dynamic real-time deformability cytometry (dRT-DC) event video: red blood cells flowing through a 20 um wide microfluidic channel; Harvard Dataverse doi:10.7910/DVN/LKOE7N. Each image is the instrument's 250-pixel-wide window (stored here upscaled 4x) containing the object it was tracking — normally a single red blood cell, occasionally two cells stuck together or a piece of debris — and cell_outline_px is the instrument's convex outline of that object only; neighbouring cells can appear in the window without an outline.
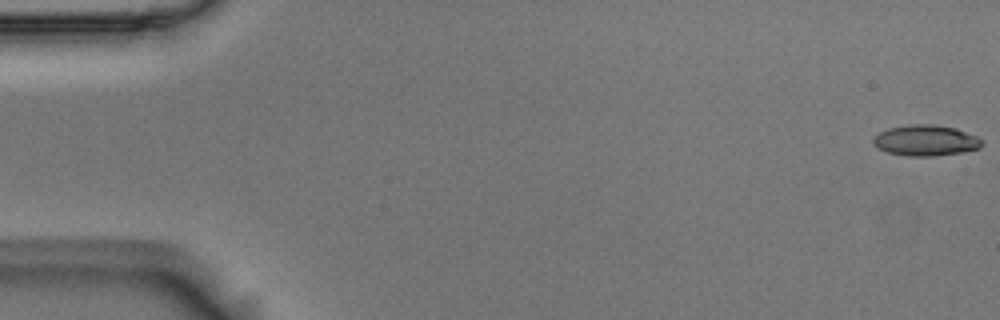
{"species": "Egyptian fruit bat (a non-hibernating species)", "species_latin": "Rousettus aegyptiacus", "temperature_condition": "room temperature", "stored_images_in_passage": 56, "camera_frame_rate_fps": 3000, "um_per_image_px": 0.085, "animal": {"sex": "male"}, "frame": {"image": 1, "passage_image": 1, "time_ms": 0.0, "image_size_px": [1000, 320], "cell_outline_px": [[984, 140], [980, 148], [964, 152], [932, 156], [908, 156], [888, 152], [872, 144], [872, 140], [880, 132], [888, 128], [908, 124], [932, 124], [956, 128], [976, 136]], "centroid_in_image_um": [78.71, 11.93], "position_along_channel_um": 6.3, "area_um2": 19.54}}
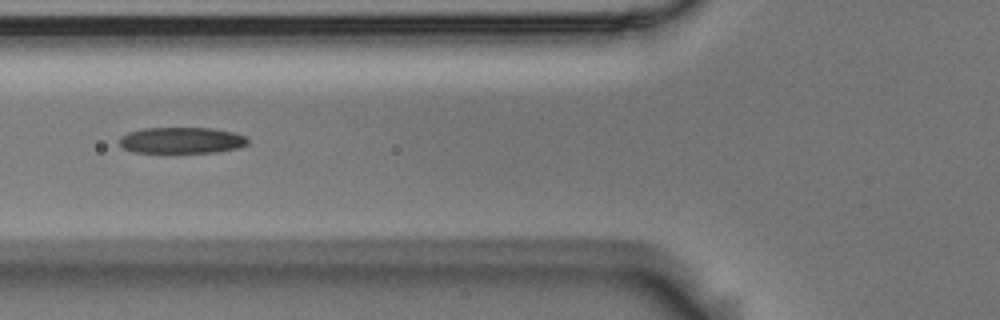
{"frame": {"image": 2, "passage_image": 21, "time_ms": 6.667, "image_size_px": [1000, 320], "cell_outline_px": [[248, 144], [240, 148], [216, 152], [132, 152], [124, 148], [120, 144], [120, 136], [128, 132], [140, 128], [212, 128], [236, 132], [244, 136], [248, 140]], "centroid_in_image_um": [15.45, 11.92], "position_along_channel_um": 110.3, "area_um2": 19.71}}
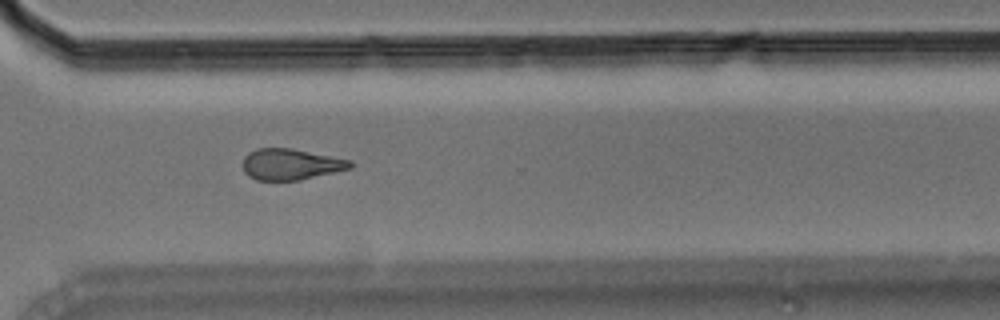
{"frame": {"image": 3, "passage_image": 40, "time_ms": 13.0, "image_size_px": [1000, 320], "cell_outline_px": [[352, 168], [300, 180], [256, 180], [248, 176], [244, 172], [244, 156], [248, 152], [256, 148], [292, 148], [352, 160]], "centroid_in_image_um": [24.71, 13.96], "position_along_channel_um": 345.9, "area_um2": 19.54}, "authors_computed_cell_mechanics": {"area_um2": 19.8832, "velocity_mm_per_s": 3.7202, "shape_relaxation_time_tau1_ms": 9.8276, "shape_relaxation_time_tau2_ms": 4.2319, "deformation_change_tau1": 0.2202, "deformation_change_tau2": 0.1441}}